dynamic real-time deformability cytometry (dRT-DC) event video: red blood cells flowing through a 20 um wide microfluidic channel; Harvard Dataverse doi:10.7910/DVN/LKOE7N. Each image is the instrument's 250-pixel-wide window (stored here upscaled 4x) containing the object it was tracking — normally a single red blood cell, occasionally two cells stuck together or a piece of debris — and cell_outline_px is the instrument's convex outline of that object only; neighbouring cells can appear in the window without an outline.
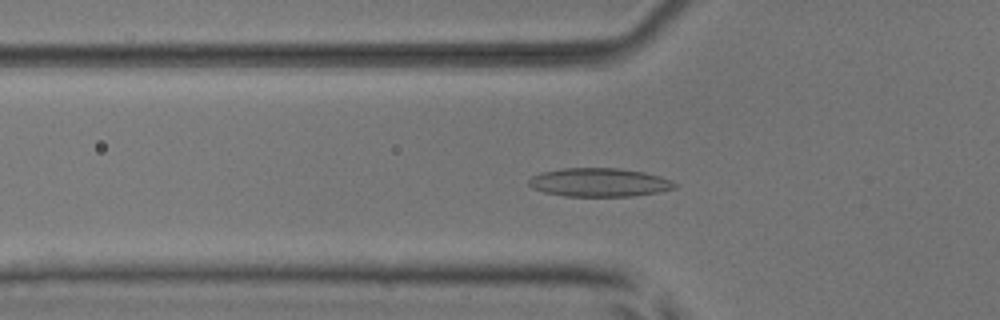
{"species": "common noctule bat (a hibernating species)", "species_latin": "Nyctalus noctula", "temperature_condition": "room temperature", "stored_images_in_passage": 54, "camera_frame_rate_fps": 3000, "um_per_image_px": 0.085, "animal": {"sex": "male", "body_mass_g": 17.9, "forearm_length_mm": 54.2}, "frame": {"image": 1, "passage_image": 19, "time_ms": 6.0, "image_size_px": [1000, 320], "cell_outline_px": [[676, 188], [656, 192], [632, 196], [564, 196], [544, 192], [532, 188], [528, 184], [528, 180], [532, 176], [540, 172], [564, 168], [620, 168], [644, 172], [660, 176], [672, 180], [676, 184]], "centroid_in_image_um": [50.92, 15.5], "position_along_channel_um": 74.9, "area_um2": 24.33}}
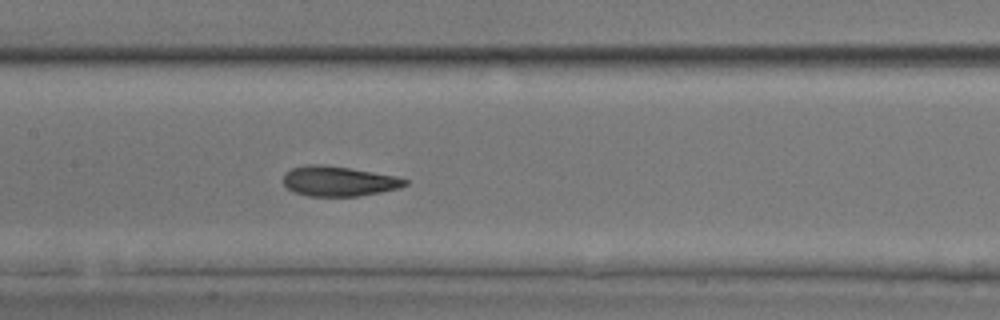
{"frame": {"image": 2, "passage_image": 27, "time_ms": 8.667, "image_size_px": [1000, 320], "cell_outline_px": [[408, 184], [400, 188], [360, 196], [308, 196], [292, 192], [284, 184], [284, 172], [292, 168], [308, 164], [324, 164], [352, 168], [396, 176], [408, 180]], "centroid_in_image_um": [28.78, 15.39], "position_along_channel_um": 178.6, "area_um2": 21.5}}
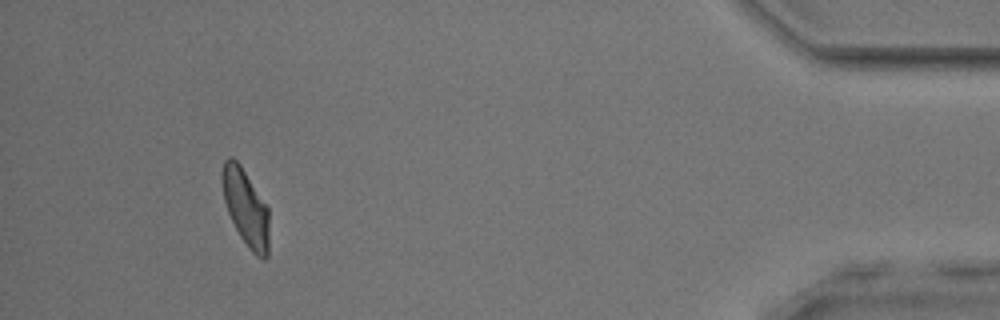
{"frame": {"image": 3, "passage_image": 50, "time_ms": 16.333, "image_size_px": [1000, 320], "cell_outline_px": [[268, 256], [264, 260], [256, 256], [248, 248], [240, 236], [228, 212], [224, 200], [220, 180], [220, 176], [224, 160], [228, 156], [232, 156], [240, 164], [268, 208]], "centroid_in_image_um": [20.86, 17.62], "position_along_channel_um": 414.3, "area_um2": 20.98}, "authors_computed_cell_mechanics": {"area_um2": 21.6461, "velocity_mm_per_s": 3.8824, "shape_relaxation_time_tau1_ms": 5.572, "shape_relaxation_time_tau2_ms": 1.9897, "deformation_change_tau1": 0.1425, "deformation_change_tau2": 0.0904}}